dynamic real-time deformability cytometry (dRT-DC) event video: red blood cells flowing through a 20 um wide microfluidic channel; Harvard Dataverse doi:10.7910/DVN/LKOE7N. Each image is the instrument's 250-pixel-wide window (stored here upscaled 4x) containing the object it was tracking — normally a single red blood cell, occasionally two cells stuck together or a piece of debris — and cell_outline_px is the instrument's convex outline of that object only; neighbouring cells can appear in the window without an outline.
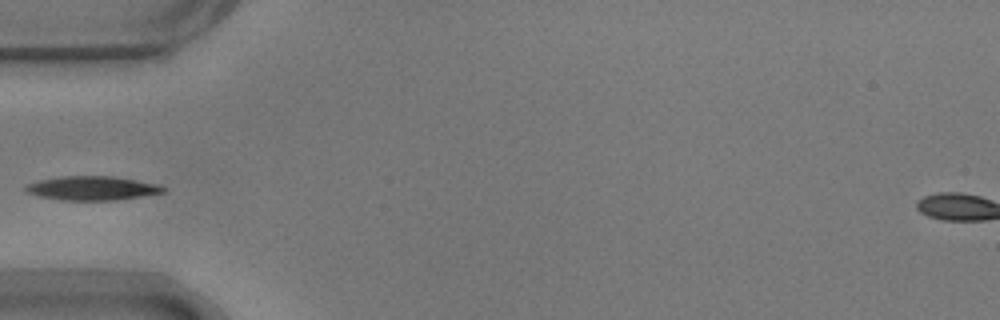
{"species": "common noctule bat (a hibernating species)", "species_latin": "Nyctalus noctula", "temperature_condition": "warm", "stored_images_in_passage": 33, "camera_frame_rate_fps": 3000, "um_per_image_px": 0.085, "animal": {"sex": "male", "body_mass_g": 17.9}, "frame": {"image": 1, "passage_image": 1, "time_ms": 0.0, "image_size_px": [1000, 320], "cell_outline_px": [[168, 188], [164, 192], [116, 200], [64, 200], [40, 196], [28, 192], [24, 188], [28, 184], [40, 180], [64, 176], [112, 176], [160, 184]], "centroid_in_image_um": [7.89, 15.99], "position_along_channel_um": 77.1, "area_um2": 19.02}}
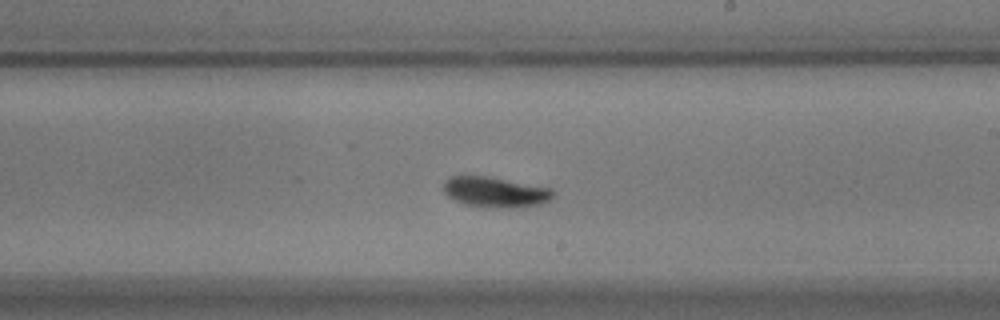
{"frame": {"image": 2, "passage_image": 15, "time_ms": 4.667, "image_size_px": [1000, 320], "cell_outline_px": [[556, 192], [548, 200], [540, 204], [516, 208], [500, 208], [464, 204], [452, 200], [444, 192], [444, 180], [452, 176], [488, 176], [552, 188]], "centroid_in_image_um": [42.1, 16.33], "position_along_channel_um": 246.9, "area_um2": 19.48}}
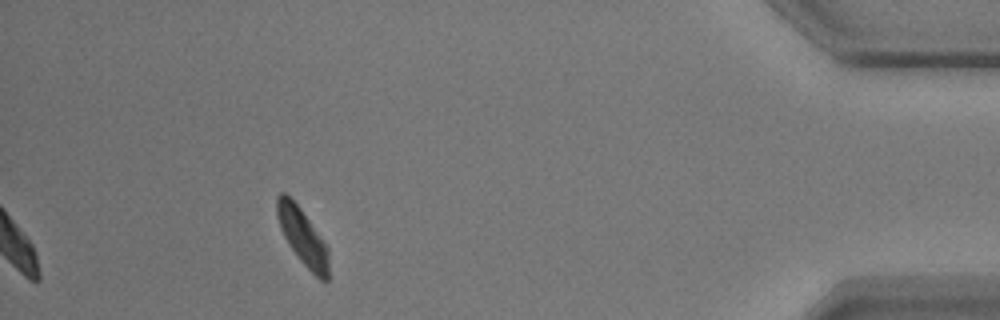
{"frame": {"image": 3, "passage_image": 33, "time_ms": 10.667, "image_size_px": [1000, 320], "cell_outline_px": [[328, 280], [320, 280], [300, 260], [288, 244], [280, 228], [276, 216], [276, 196], [280, 192], [284, 192], [300, 208], [328, 248]], "centroid_in_image_um": [25.68, 20.1], "position_along_channel_um": 409.5, "area_um2": 16.7}}